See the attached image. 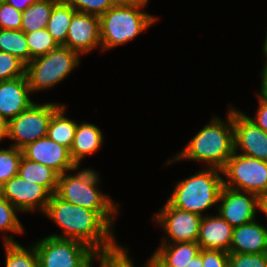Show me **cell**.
<instances>
[{
	"mask_svg": "<svg viewBox=\"0 0 267 267\" xmlns=\"http://www.w3.org/2000/svg\"><path fill=\"white\" fill-rule=\"evenodd\" d=\"M222 173L227 181L223 186L253 193L259 197L267 193V161L251 158L234 151Z\"/></svg>",
	"mask_w": 267,
	"mask_h": 267,
	"instance_id": "9c48e42d",
	"label": "cell"
},
{
	"mask_svg": "<svg viewBox=\"0 0 267 267\" xmlns=\"http://www.w3.org/2000/svg\"><path fill=\"white\" fill-rule=\"evenodd\" d=\"M25 36L30 50V61L60 46L46 28L25 33Z\"/></svg>",
	"mask_w": 267,
	"mask_h": 267,
	"instance_id": "83f0119b",
	"label": "cell"
},
{
	"mask_svg": "<svg viewBox=\"0 0 267 267\" xmlns=\"http://www.w3.org/2000/svg\"><path fill=\"white\" fill-rule=\"evenodd\" d=\"M226 121L214 116L210 123L204 126L173 159L194 160L206 162L208 168L222 170L227 160L234 153V131H233V108L227 113Z\"/></svg>",
	"mask_w": 267,
	"mask_h": 267,
	"instance_id": "7a4b0ae2",
	"label": "cell"
},
{
	"mask_svg": "<svg viewBox=\"0 0 267 267\" xmlns=\"http://www.w3.org/2000/svg\"><path fill=\"white\" fill-rule=\"evenodd\" d=\"M4 1L12 5L17 10L23 12L26 8H28L33 3H36L38 0H4Z\"/></svg>",
	"mask_w": 267,
	"mask_h": 267,
	"instance_id": "74e56055",
	"label": "cell"
},
{
	"mask_svg": "<svg viewBox=\"0 0 267 267\" xmlns=\"http://www.w3.org/2000/svg\"><path fill=\"white\" fill-rule=\"evenodd\" d=\"M65 109L66 106L62 104L52 115L47 137L70 150L78 123L64 116Z\"/></svg>",
	"mask_w": 267,
	"mask_h": 267,
	"instance_id": "7402d4cb",
	"label": "cell"
},
{
	"mask_svg": "<svg viewBox=\"0 0 267 267\" xmlns=\"http://www.w3.org/2000/svg\"><path fill=\"white\" fill-rule=\"evenodd\" d=\"M18 175L27 181L46 187L52 194L56 193L59 174L50 167L22 156Z\"/></svg>",
	"mask_w": 267,
	"mask_h": 267,
	"instance_id": "44dd1931",
	"label": "cell"
},
{
	"mask_svg": "<svg viewBox=\"0 0 267 267\" xmlns=\"http://www.w3.org/2000/svg\"><path fill=\"white\" fill-rule=\"evenodd\" d=\"M233 227L219 214L203 216L197 243L201 249L229 252Z\"/></svg>",
	"mask_w": 267,
	"mask_h": 267,
	"instance_id": "e0dca14e",
	"label": "cell"
},
{
	"mask_svg": "<svg viewBox=\"0 0 267 267\" xmlns=\"http://www.w3.org/2000/svg\"><path fill=\"white\" fill-rule=\"evenodd\" d=\"M115 5H128V6H137L140 8L146 7L149 0H113Z\"/></svg>",
	"mask_w": 267,
	"mask_h": 267,
	"instance_id": "f35d334b",
	"label": "cell"
},
{
	"mask_svg": "<svg viewBox=\"0 0 267 267\" xmlns=\"http://www.w3.org/2000/svg\"><path fill=\"white\" fill-rule=\"evenodd\" d=\"M59 0H38L22 12L21 28L24 33L46 28L53 6Z\"/></svg>",
	"mask_w": 267,
	"mask_h": 267,
	"instance_id": "cb8c5ba5",
	"label": "cell"
},
{
	"mask_svg": "<svg viewBox=\"0 0 267 267\" xmlns=\"http://www.w3.org/2000/svg\"><path fill=\"white\" fill-rule=\"evenodd\" d=\"M0 196L21 212L29 213L38 209L44 213L52 193L46 187L16 175L0 188Z\"/></svg>",
	"mask_w": 267,
	"mask_h": 267,
	"instance_id": "8fae6325",
	"label": "cell"
},
{
	"mask_svg": "<svg viewBox=\"0 0 267 267\" xmlns=\"http://www.w3.org/2000/svg\"><path fill=\"white\" fill-rule=\"evenodd\" d=\"M6 135V123L0 118V141L3 140Z\"/></svg>",
	"mask_w": 267,
	"mask_h": 267,
	"instance_id": "7bdbcfd3",
	"label": "cell"
},
{
	"mask_svg": "<svg viewBox=\"0 0 267 267\" xmlns=\"http://www.w3.org/2000/svg\"><path fill=\"white\" fill-rule=\"evenodd\" d=\"M154 217L153 222L163 226L168 236L161 243L197 242L203 216L177 209L166 201Z\"/></svg>",
	"mask_w": 267,
	"mask_h": 267,
	"instance_id": "30bf717a",
	"label": "cell"
},
{
	"mask_svg": "<svg viewBox=\"0 0 267 267\" xmlns=\"http://www.w3.org/2000/svg\"><path fill=\"white\" fill-rule=\"evenodd\" d=\"M77 12L101 16L115 6L113 0H64Z\"/></svg>",
	"mask_w": 267,
	"mask_h": 267,
	"instance_id": "1f68e13d",
	"label": "cell"
},
{
	"mask_svg": "<svg viewBox=\"0 0 267 267\" xmlns=\"http://www.w3.org/2000/svg\"><path fill=\"white\" fill-rule=\"evenodd\" d=\"M103 135L100 128L91 123L82 122L77 124L70 155L77 166L85 156L92 155L101 147Z\"/></svg>",
	"mask_w": 267,
	"mask_h": 267,
	"instance_id": "d6986e66",
	"label": "cell"
},
{
	"mask_svg": "<svg viewBox=\"0 0 267 267\" xmlns=\"http://www.w3.org/2000/svg\"><path fill=\"white\" fill-rule=\"evenodd\" d=\"M77 11L64 0H59L50 14L46 29L59 45H64L73 15Z\"/></svg>",
	"mask_w": 267,
	"mask_h": 267,
	"instance_id": "603a6c76",
	"label": "cell"
},
{
	"mask_svg": "<svg viewBox=\"0 0 267 267\" xmlns=\"http://www.w3.org/2000/svg\"><path fill=\"white\" fill-rule=\"evenodd\" d=\"M22 152L25 158L50 167L59 175L79 169L71 158L70 150L47 136L29 143Z\"/></svg>",
	"mask_w": 267,
	"mask_h": 267,
	"instance_id": "5bb4252c",
	"label": "cell"
},
{
	"mask_svg": "<svg viewBox=\"0 0 267 267\" xmlns=\"http://www.w3.org/2000/svg\"><path fill=\"white\" fill-rule=\"evenodd\" d=\"M0 51L18 57L25 64L30 62L27 39L21 30L0 29Z\"/></svg>",
	"mask_w": 267,
	"mask_h": 267,
	"instance_id": "d4e9b609",
	"label": "cell"
},
{
	"mask_svg": "<svg viewBox=\"0 0 267 267\" xmlns=\"http://www.w3.org/2000/svg\"><path fill=\"white\" fill-rule=\"evenodd\" d=\"M186 267H203L202 249L193 259H191V262L186 265Z\"/></svg>",
	"mask_w": 267,
	"mask_h": 267,
	"instance_id": "ab89813d",
	"label": "cell"
},
{
	"mask_svg": "<svg viewBox=\"0 0 267 267\" xmlns=\"http://www.w3.org/2000/svg\"><path fill=\"white\" fill-rule=\"evenodd\" d=\"M26 64L18 57L0 51V82L25 76Z\"/></svg>",
	"mask_w": 267,
	"mask_h": 267,
	"instance_id": "4dcf8cb0",
	"label": "cell"
},
{
	"mask_svg": "<svg viewBox=\"0 0 267 267\" xmlns=\"http://www.w3.org/2000/svg\"><path fill=\"white\" fill-rule=\"evenodd\" d=\"M157 20L143 8L115 5L100 16L101 50L107 51L133 40Z\"/></svg>",
	"mask_w": 267,
	"mask_h": 267,
	"instance_id": "5b68a950",
	"label": "cell"
},
{
	"mask_svg": "<svg viewBox=\"0 0 267 267\" xmlns=\"http://www.w3.org/2000/svg\"><path fill=\"white\" fill-rule=\"evenodd\" d=\"M127 249L117 244L112 249L96 252L94 259L100 260V267H134Z\"/></svg>",
	"mask_w": 267,
	"mask_h": 267,
	"instance_id": "f546056e",
	"label": "cell"
},
{
	"mask_svg": "<svg viewBox=\"0 0 267 267\" xmlns=\"http://www.w3.org/2000/svg\"><path fill=\"white\" fill-rule=\"evenodd\" d=\"M200 250L197 242L161 243L152 255L165 267H186Z\"/></svg>",
	"mask_w": 267,
	"mask_h": 267,
	"instance_id": "ffe728a7",
	"label": "cell"
},
{
	"mask_svg": "<svg viewBox=\"0 0 267 267\" xmlns=\"http://www.w3.org/2000/svg\"><path fill=\"white\" fill-rule=\"evenodd\" d=\"M6 253V267H39L36 248H24L16 243H3Z\"/></svg>",
	"mask_w": 267,
	"mask_h": 267,
	"instance_id": "484cf974",
	"label": "cell"
},
{
	"mask_svg": "<svg viewBox=\"0 0 267 267\" xmlns=\"http://www.w3.org/2000/svg\"><path fill=\"white\" fill-rule=\"evenodd\" d=\"M228 267H267V252L259 254L229 253Z\"/></svg>",
	"mask_w": 267,
	"mask_h": 267,
	"instance_id": "d6a6232c",
	"label": "cell"
},
{
	"mask_svg": "<svg viewBox=\"0 0 267 267\" xmlns=\"http://www.w3.org/2000/svg\"><path fill=\"white\" fill-rule=\"evenodd\" d=\"M34 247L39 267H92L96 253L79 240L51 235L37 241Z\"/></svg>",
	"mask_w": 267,
	"mask_h": 267,
	"instance_id": "52a82bcc",
	"label": "cell"
},
{
	"mask_svg": "<svg viewBox=\"0 0 267 267\" xmlns=\"http://www.w3.org/2000/svg\"><path fill=\"white\" fill-rule=\"evenodd\" d=\"M59 175L56 195L62 200L98 212L111 226L116 219L118 204L97 188L98 172L82 169L74 175ZM115 217V218H114Z\"/></svg>",
	"mask_w": 267,
	"mask_h": 267,
	"instance_id": "3957f363",
	"label": "cell"
},
{
	"mask_svg": "<svg viewBox=\"0 0 267 267\" xmlns=\"http://www.w3.org/2000/svg\"><path fill=\"white\" fill-rule=\"evenodd\" d=\"M143 267H165L153 255L148 259Z\"/></svg>",
	"mask_w": 267,
	"mask_h": 267,
	"instance_id": "b9f144b4",
	"label": "cell"
},
{
	"mask_svg": "<svg viewBox=\"0 0 267 267\" xmlns=\"http://www.w3.org/2000/svg\"><path fill=\"white\" fill-rule=\"evenodd\" d=\"M16 211L19 212L14 205L0 196V232H4L3 243H16L13 239V235H5L7 231H10V233L13 232L14 234H22L24 231Z\"/></svg>",
	"mask_w": 267,
	"mask_h": 267,
	"instance_id": "4316f807",
	"label": "cell"
},
{
	"mask_svg": "<svg viewBox=\"0 0 267 267\" xmlns=\"http://www.w3.org/2000/svg\"><path fill=\"white\" fill-rule=\"evenodd\" d=\"M99 45L101 48L100 17L76 12L69 25L66 42L63 46L82 56Z\"/></svg>",
	"mask_w": 267,
	"mask_h": 267,
	"instance_id": "9a60e30c",
	"label": "cell"
},
{
	"mask_svg": "<svg viewBox=\"0 0 267 267\" xmlns=\"http://www.w3.org/2000/svg\"><path fill=\"white\" fill-rule=\"evenodd\" d=\"M59 103H33L6 124L5 137L14 141L11 146L23 149L29 143L47 136L48 125Z\"/></svg>",
	"mask_w": 267,
	"mask_h": 267,
	"instance_id": "ba28073f",
	"label": "cell"
},
{
	"mask_svg": "<svg viewBox=\"0 0 267 267\" xmlns=\"http://www.w3.org/2000/svg\"><path fill=\"white\" fill-rule=\"evenodd\" d=\"M263 54L265 55V59H267V33H266V38H265V42H264V46H263ZM267 66V60L265 62V65Z\"/></svg>",
	"mask_w": 267,
	"mask_h": 267,
	"instance_id": "ee69618b",
	"label": "cell"
},
{
	"mask_svg": "<svg viewBox=\"0 0 267 267\" xmlns=\"http://www.w3.org/2000/svg\"><path fill=\"white\" fill-rule=\"evenodd\" d=\"M26 75L0 82V118L7 124L34 102Z\"/></svg>",
	"mask_w": 267,
	"mask_h": 267,
	"instance_id": "2e32d148",
	"label": "cell"
},
{
	"mask_svg": "<svg viewBox=\"0 0 267 267\" xmlns=\"http://www.w3.org/2000/svg\"><path fill=\"white\" fill-rule=\"evenodd\" d=\"M220 173V169L207 167L179 181L167 201L177 209L204 216L202 212L218 204L224 180Z\"/></svg>",
	"mask_w": 267,
	"mask_h": 267,
	"instance_id": "277c9868",
	"label": "cell"
},
{
	"mask_svg": "<svg viewBox=\"0 0 267 267\" xmlns=\"http://www.w3.org/2000/svg\"><path fill=\"white\" fill-rule=\"evenodd\" d=\"M229 252L202 249L203 267H228Z\"/></svg>",
	"mask_w": 267,
	"mask_h": 267,
	"instance_id": "e575fe53",
	"label": "cell"
},
{
	"mask_svg": "<svg viewBox=\"0 0 267 267\" xmlns=\"http://www.w3.org/2000/svg\"><path fill=\"white\" fill-rule=\"evenodd\" d=\"M259 211L263 212L267 217V193L259 197Z\"/></svg>",
	"mask_w": 267,
	"mask_h": 267,
	"instance_id": "60d3db41",
	"label": "cell"
},
{
	"mask_svg": "<svg viewBox=\"0 0 267 267\" xmlns=\"http://www.w3.org/2000/svg\"><path fill=\"white\" fill-rule=\"evenodd\" d=\"M267 252V227L256 220L233 228L229 253L259 254Z\"/></svg>",
	"mask_w": 267,
	"mask_h": 267,
	"instance_id": "ac0fdd59",
	"label": "cell"
},
{
	"mask_svg": "<svg viewBox=\"0 0 267 267\" xmlns=\"http://www.w3.org/2000/svg\"><path fill=\"white\" fill-rule=\"evenodd\" d=\"M22 12L0 0V29L20 30Z\"/></svg>",
	"mask_w": 267,
	"mask_h": 267,
	"instance_id": "836d02e7",
	"label": "cell"
},
{
	"mask_svg": "<svg viewBox=\"0 0 267 267\" xmlns=\"http://www.w3.org/2000/svg\"><path fill=\"white\" fill-rule=\"evenodd\" d=\"M234 151L242 155L267 161V132L250 117L233 107Z\"/></svg>",
	"mask_w": 267,
	"mask_h": 267,
	"instance_id": "4fadbf2b",
	"label": "cell"
},
{
	"mask_svg": "<svg viewBox=\"0 0 267 267\" xmlns=\"http://www.w3.org/2000/svg\"><path fill=\"white\" fill-rule=\"evenodd\" d=\"M257 109L256 116L254 119L250 118V120H252L263 131L267 132V104L259 102V107Z\"/></svg>",
	"mask_w": 267,
	"mask_h": 267,
	"instance_id": "d590c367",
	"label": "cell"
},
{
	"mask_svg": "<svg viewBox=\"0 0 267 267\" xmlns=\"http://www.w3.org/2000/svg\"><path fill=\"white\" fill-rule=\"evenodd\" d=\"M80 54L63 45L26 64L31 92L50 89L63 81L80 63Z\"/></svg>",
	"mask_w": 267,
	"mask_h": 267,
	"instance_id": "8992f818",
	"label": "cell"
},
{
	"mask_svg": "<svg viewBox=\"0 0 267 267\" xmlns=\"http://www.w3.org/2000/svg\"><path fill=\"white\" fill-rule=\"evenodd\" d=\"M44 214L61 229L58 238L76 239L96 252L109 250L117 245L112 227L98 212L74 205L52 194Z\"/></svg>",
	"mask_w": 267,
	"mask_h": 267,
	"instance_id": "6da1fadb",
	"label": "cell"
},
{
	"mask_svg": "<svg viewBox=\"0 0 267 267\" xmlns=\"http://www.w3.org/2000/svg\"><path fill=\"white\" fill-rule=\"evenodd\" d=\"M22 156V150L14 146H10L7 149H0V188L6 181L18 175Z\"/></svg>",
	"mask_w": 267,
	"mask_h": 267,
	"instance_id": "f1b7e54d",
	"label": "cell"
},
{
	"mask_svg": "<svg viewBox=\"0 0 267 267\" xmlns=\"http://www.w3.org/2000/svg\"><path fill=\"white\" fill-rule=\"evenodd\" d=\"M260 77L262 79V83L260 88V95H258V101L267 104V66H264Z\"/></svg>",
	"mask_w": 267,
	"mask_h": 267,
	"instance_id": "8d00e7d4",
	"label": "cell"
},
{
	"mask_svg": "<svg viewBox=\"0 0 267 267\" xmlns=\"http://www.w3.org/2000/svg\"><path fill=\"white\" fill-rule=\"evenodd\" d=\"M218 204V214L234 228L256 219L259 196L223 186Z\"/></svg>",
	"mask_w": 267,
	"mask_h": 267,
	"instance_id": "7c38bea8",
	"label": "cell"
}]
</instances>
